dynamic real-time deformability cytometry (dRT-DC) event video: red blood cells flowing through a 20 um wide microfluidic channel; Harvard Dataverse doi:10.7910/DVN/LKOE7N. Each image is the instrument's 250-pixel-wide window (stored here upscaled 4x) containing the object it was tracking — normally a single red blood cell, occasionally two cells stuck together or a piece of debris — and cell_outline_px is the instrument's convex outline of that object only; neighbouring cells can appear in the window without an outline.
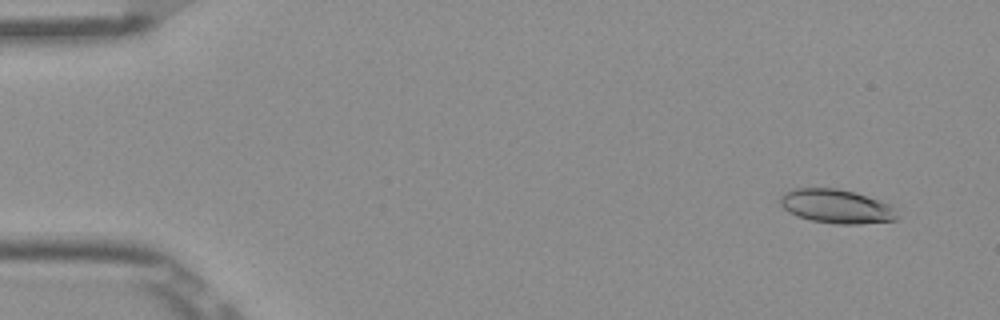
{"species": "Egyptian fruit bat (a non-hibernating species)", "species_latin": "Rousettus aegyptiacus", "temperature_condition": "room temperature", "stored_images_in_passage": 53, "camera_frame_rate_fps": 3000, "um_per_image_px": 0.085, "frame": {"image": 1, "passage_image": 4, "time_ms": 1.0, "image_size_px": [1000, 320], "cell_outline_px": [[900, 216], [896, 220], [860, 224], [836, 224], [812, 220], [788, 212], [780, 204], [780, 196], [784, 192], [796, 188], [836, 188], [852, 192], [888, 204], [896, 208]], "centroid_in_image_um": [71.1, 17.55], "position_along_channel_um": 13.9, "area_um2": 22.95}}
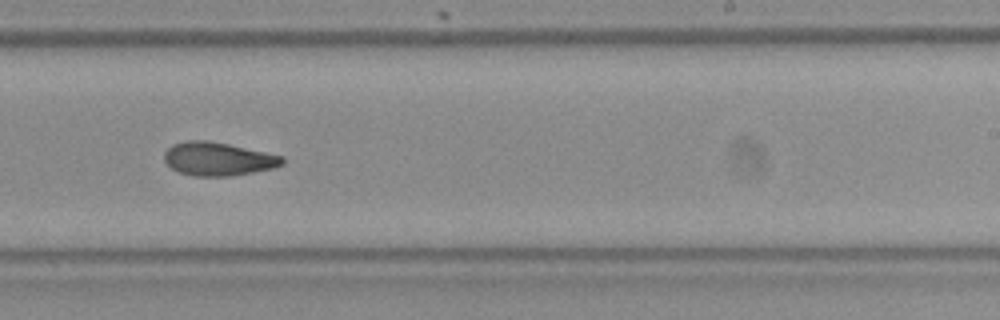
{"frame": {"image": 2, "passage_image": 33, "time_ms": 10.667, "image_size_px": [1000, 320], "cell_outline_px": [[284, 164], [272, 168], [252, 172], [228, 176], [192, 176], [180, 172], [172, 168], [164, 160], [164, 152], [172, 144], [188, 140], [208, 140], [228, 144], [284, 156]], "centroid_in_image_um": [18.52, 13.5], "position_along_channel_um": 270.5, "area_um2": 22.89}}
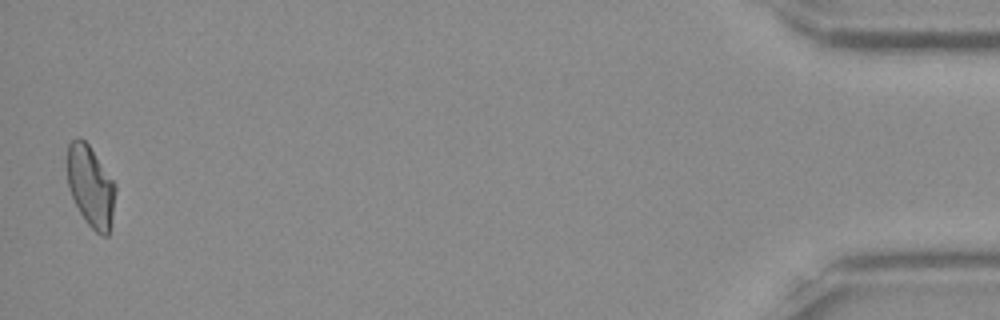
{"frame": {"image": 3, "passage_image": 52, "time_ms": 17.0, "image_size_px": [1000, 320], "cell_outline_px": [[116, 192], [108, 236], [100, 236], [88, 224], [80, 212], [68, 188], [68, 144], [76, 136], [80, 136], [88, 144], [116, 184]], "centroid_in_image_um": [7.71, 15.82], "position_along_channel_um": 427.5, "area_um2": 22.6}, "authors_computed_cell_mechanics": {"area_um2": 22.9466, "velocity_mm_per_s": 3.902, "shape_relaxation_time_tau1_ms": 6.7589, "shape_relaxation_time_tau2_ms": 4.1425, "deformation_change_tau1": 0.1725, "deformation_change_tau2": 0.1081}}